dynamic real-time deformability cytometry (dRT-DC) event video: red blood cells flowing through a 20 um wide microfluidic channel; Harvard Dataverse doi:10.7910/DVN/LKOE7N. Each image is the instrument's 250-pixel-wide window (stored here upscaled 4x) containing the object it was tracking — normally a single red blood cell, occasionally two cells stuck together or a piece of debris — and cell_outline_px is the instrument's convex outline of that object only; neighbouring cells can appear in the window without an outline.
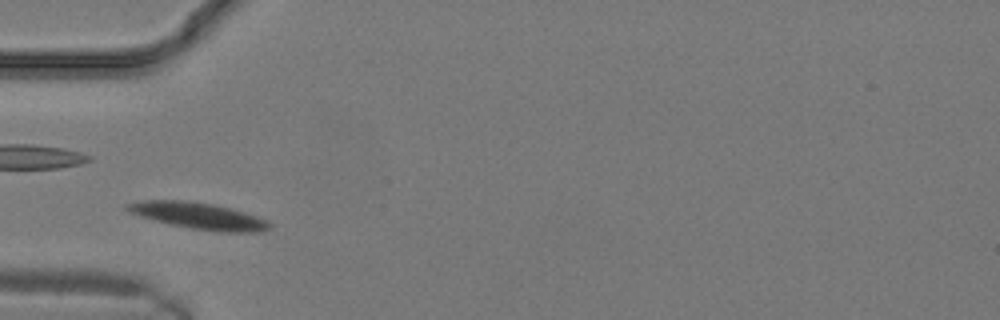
{"species": "common noctule bat (a hibernating species)", "species_latin": "Nyctalus noctula", "temperature_condition": "warm", "stored_images_in_passage": 4, "camera_frame_rate_fps": 3000, "um_per_image_px": 0.085, "animal": {"sex": "male", "body_mass_g": 19.2, "forearm_length_mm": 51.8}, "frame": {"image": 1, "passage_image": 1, "time_ms": 0.0, "image_size_px": [1000, 320], "cell_outline_px": [[272, 228], [260, 232], [220, 232], [192, 228], [168, 224], [140, 216], [128, 212], [124, 208], [124, 204], [144, 200], [184, 200], [212, 204], [232, 208], [268, 220], [272, 224]], "centroid_in_image_um": [16.89, 18.34], "position_along_channel_um": 68.1, "area_um2": 22.14}}
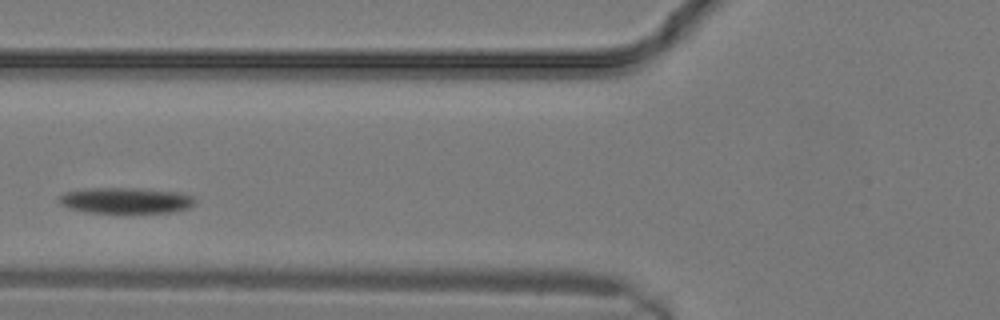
{"frame": {"image": 2, "passage_image": 3, "time_ms": 0.667, "image_size_px": [1000, 320], "cell_outline_px": [[196, 204], [188, 208], [176, 212], [84, 212], [68, 208], [60, 204], [60, 196], [64, 192], [84, 188], [136, 188], [184, 192], [192, 196], [196, 200]], "centroid_in_image_um": [10.73, 17.03], "position_along_channel_um": 115.1, "area_um2": 20.69}}